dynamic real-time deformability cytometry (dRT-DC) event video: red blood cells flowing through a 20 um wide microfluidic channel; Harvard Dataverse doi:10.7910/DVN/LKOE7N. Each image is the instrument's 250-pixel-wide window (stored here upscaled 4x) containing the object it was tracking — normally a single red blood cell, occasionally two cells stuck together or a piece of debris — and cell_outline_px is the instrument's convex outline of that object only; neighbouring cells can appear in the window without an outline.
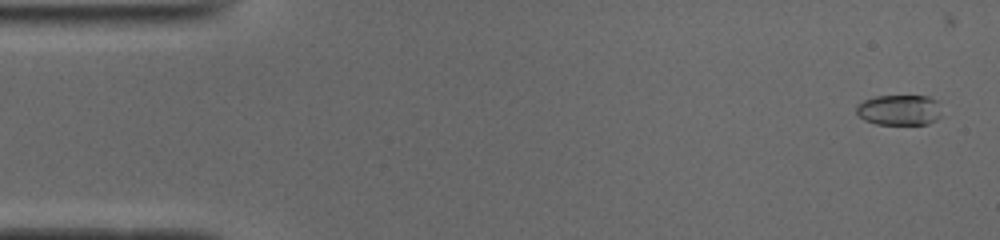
{"species": "common noctule bat (a hibernating species)", "species_latin": "Nyctalus noctula", "temperature_condition": "cold", "stored_images_in_passage": 47, "camera_frame_rate_fps": 3000, "um_per_image_px": 0.085, "animal": {"sex": "male", "body_mass_g": 19.0, "forearm_length_mm": 50.8}, "frame": {"image": 1, "passage_image": 2, "time_ms": 0.333, "image_size_px": [1000, 240], "cell_outline_px": [[940, 116], [936, 120], [928, 124], [876, 124], [864, 120], [856, 112], [856, 104], [864, 100], [876, 96], [928, 96], [936, 100]], "centroid_in_image_um": [76.4, 9.35], "position_along_channel_um": 8.6, "area_um2": 15.09}}
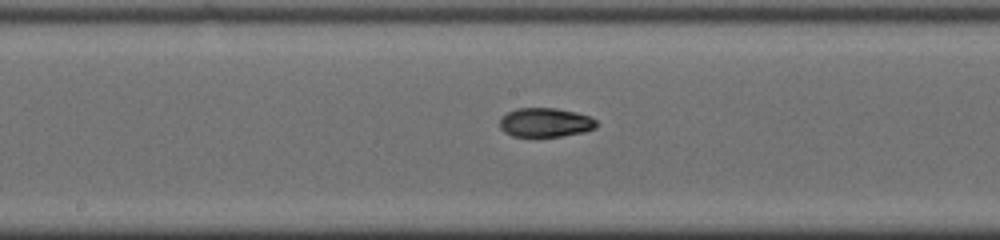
{"frame": {"image": 2, "passage_image": 26, "time_ms": 8.333, "image_size_px": [1000, 240], "cell_outline_px": [[596, 128], [584, 132], [560, 136], [512, 136], [504, 132], [500, 128], [500, 120], [508, 112], [516, 108], [556, 108], [576, 112], [588, 116], [596, 120]], "centroid_in_image_um": [46.35, 10.41], "position_along_channel_um": 201.8, "area_um2": 16.3}}
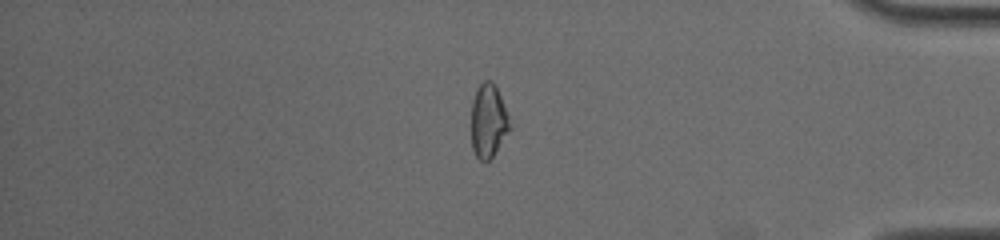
{"frame": {"image": 3, "passage_image": 43, "time_ms": 14.0, "image_size_px": [1000, 240], "cell_outline_px": [[512, 128], [492, 156], [488, 160], [480, 160], [476, 156], [472, 148], [472, 100], [476, 88], [484, 80], [488, 80], [496, 84], [512, 124]], "centroid_in_image_um": [41.53, 10.24], "position_along_channel_um": 393.7, "area_um2": 16.65}, "authors_computed_cell_mechanics": {"area_um2": 16.473, "velocity_mm_per_s": 3.9444, "shape_relaxation_time_tau1_ms": null, "shape_relaxation_time_tau2_ms": 3.3028, "deformation_change_tau1": null, "deformation_change_tau2": 0.0739}}